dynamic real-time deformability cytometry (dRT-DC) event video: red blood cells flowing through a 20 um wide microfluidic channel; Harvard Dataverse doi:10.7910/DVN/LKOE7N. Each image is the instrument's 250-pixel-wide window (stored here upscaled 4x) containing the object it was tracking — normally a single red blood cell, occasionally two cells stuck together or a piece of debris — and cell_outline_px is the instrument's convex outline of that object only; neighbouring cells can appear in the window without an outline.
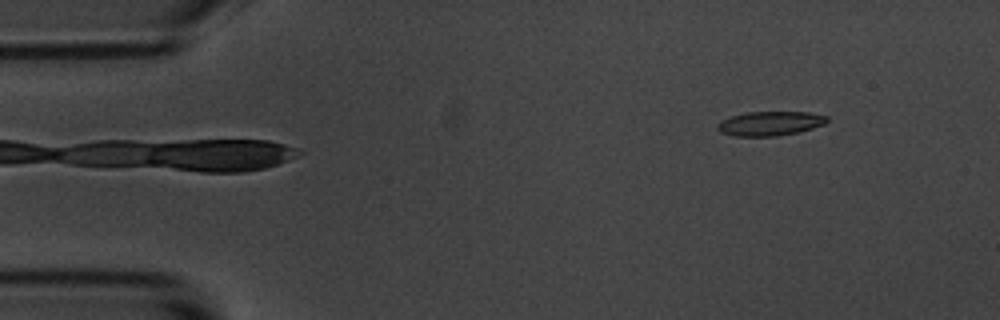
{"species": "common noctule bat (a hibernating species)", "species_latin": "Nyctalus noctula", "temperature_condition": "room temperature", "stored_images_in_passage": 2, "camera_frame_rate_fps": 3000, "um_per_image_px": 0.085, "animal": {"sex": "male", "body_mass_g": 20.1, "forearm_length_mm": 53.5}, "frame": {"image": 1, "passage_image": 2, "time_ms": 1.0, "image_size_px": [1000, 320], "cell_outline_px": [[828, 120], [824, 124], [800, 132], [776, 136], [732, 136], [720, 132], [716, 128], [716, 124], [720, 120], [732, 116], [748, 112], [808, 112], [828, 116]], "centroid_in_image_um": [65.43, 10.5], "position_along_channel_um": 19.6, "area_um2": 15.61}}